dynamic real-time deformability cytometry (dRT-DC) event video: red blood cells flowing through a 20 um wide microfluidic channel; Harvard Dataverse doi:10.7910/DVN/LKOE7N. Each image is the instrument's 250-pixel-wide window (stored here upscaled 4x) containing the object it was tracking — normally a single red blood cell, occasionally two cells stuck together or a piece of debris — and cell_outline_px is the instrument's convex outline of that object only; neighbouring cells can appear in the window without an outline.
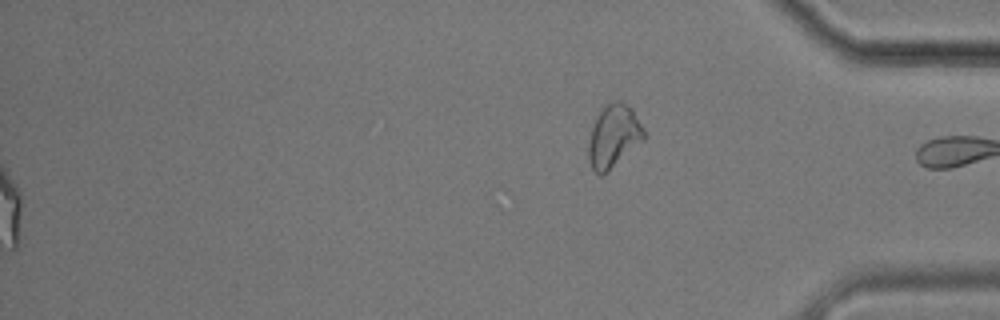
{"species": "common noctule bat (a hibernating species)", "species_latin": "Nyctalus noctula", "temperature_condition": "cold", "stored_images_in_passage": 55, "segment_of_instrument_passage": [2, 2], "camera_frame_rate_fps": 3000, "um_per_image_px": 0.085, "animal": {"sex": "male", "body_mass_g": 17.9}, "frame": {"image": 1, "passage_image": 55, "time_ms": 18.0, "image_size_px": [1000, 320], "cell_outline_px": [[644, 140], [600, 176], [592, 168], [588, 160], [588, 144], [592, 128], [596, 116], [600, 108], [604, 104], [612, 100], [620, 100], [632, 108], [644, 128]], "centroid_in_image_um": [52.14, 11.51], "position_along_channel_um": 383.1, "area_um2": 20.23}}